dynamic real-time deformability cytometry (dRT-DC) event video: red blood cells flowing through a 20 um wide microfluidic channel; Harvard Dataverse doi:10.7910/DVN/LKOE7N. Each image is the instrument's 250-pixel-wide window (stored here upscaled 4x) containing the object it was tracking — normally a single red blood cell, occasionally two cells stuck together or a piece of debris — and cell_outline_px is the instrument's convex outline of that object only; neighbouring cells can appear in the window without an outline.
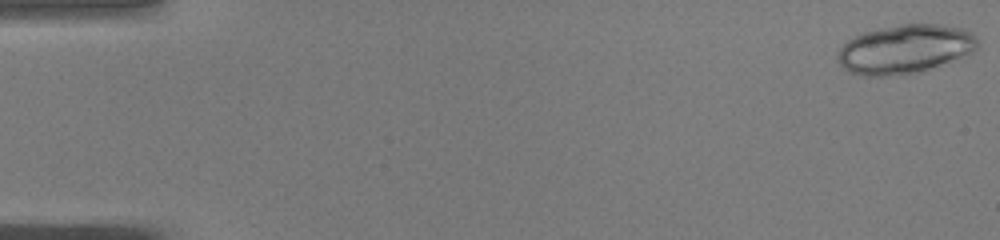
{"species": "common noctule bat (a hibernating species)", "species_latin": "Nyctalus noctula", "temperature_condition": "warm", "stored_images_in_passage": 50, "camera_frame_rate_fps": 3000, "um_per_image_px": 0.085, "animal": {"sex": "male", "body_mass_g": 19.0, "forearm_length_mm": 50.8}, "frame": {"image": 1, "passage_image": 1, "time_ms": 0.0, "image_size_px": [1000, 240], "cell_outline_px": [[976, 48], [960, 56], [928, 68], [916, 72], [884, 76], [864, 76], [848, 72], [836, 60], [836, 56], [840, 48], [848, 40], [864, 32], [904, 24], [940, 24], [964, 28], [972, 32], [976, 36]], "centroid_in_image_um": [76.85, 4.16], "position_along_channel_um": 8.1, "area_um2": 39.02}}